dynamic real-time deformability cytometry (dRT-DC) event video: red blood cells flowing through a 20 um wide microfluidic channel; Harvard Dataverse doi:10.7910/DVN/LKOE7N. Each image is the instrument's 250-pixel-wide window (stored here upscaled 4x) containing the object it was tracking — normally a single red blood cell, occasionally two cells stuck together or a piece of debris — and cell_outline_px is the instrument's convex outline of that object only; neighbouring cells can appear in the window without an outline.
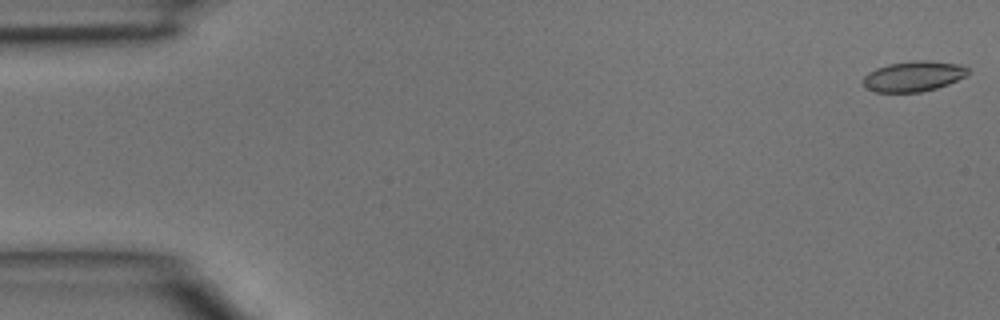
{"species": "common noctule bat (a hibernating species)", "species_latin": "Nyctalus noctula", "temperature_condition": "room temperature", "stored_images_in_passage": 44, "camera_frame_rate_fps": 3000, "um_per_image_px": 0.085, "animal": {"sex": "male", "body_mass_g": 15.6}, "frame": {"image": 1, "passage_image": 1, "time_ms": 0.0, "image_size_px": [1000, 320], "cell_outline_px": [[968, 76], [948, 84], [936, 88], [920, 92], [876, 92], [864, 88], [864, 76], [868, 72], [876, 68], [888, 64], [916, 60], [928, 60], [960, 64], [968, 68]], "centroid_in_image_um": [77.66, 6.48], "position_along_channel_um": 7.3, "area_um2": 18.67}}
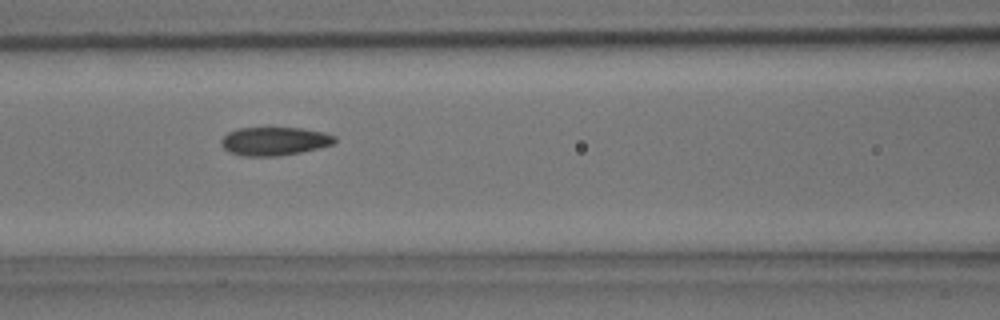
{"frame": {"image": 2, "passage_image": 19, "time_ms": 6.0, "image_size_px": [1000, 320], "cell_outline_px": [[336, 140], [332, 144], [320, 148], [300, 152], [276, 156], [244, 156], [232, 152], [224, 148], [220, 144], [220, 140], [228, 132], [236, 128], [300, 128], [324, 132], [336, 136]], "centroid_in_image_um": [23.33, 11.99], "position_along_channel_um": 143.3, "area_um2": 18.73}}
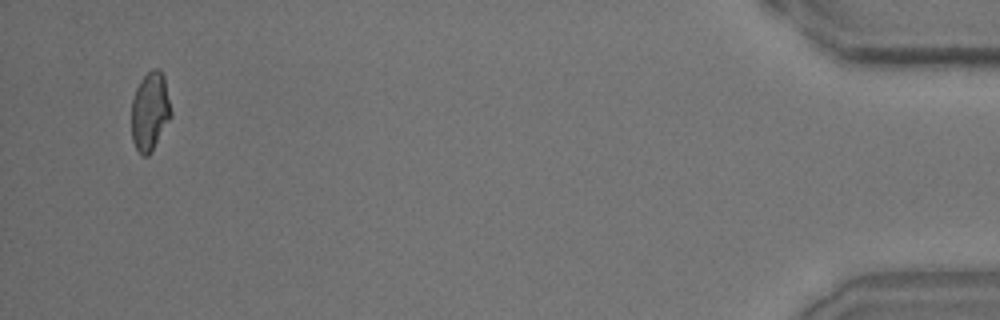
{"frame": {"image": 3, "passage_image": 43, "time_ms": 14.0, "image_size_px": [1000, 320], "cell_outline_px": [[172, 116], [148, 156], [144, 156], [136, 148], [132, 140], [132, 100], [136, 88], [140, 80], [152, 68], [160, 68], [164, 76], [172, 112]], "centroid_in_image_um": [12.76, 9.42], "position_along_channel_um": 422.4, "area_um2": 18.03}}